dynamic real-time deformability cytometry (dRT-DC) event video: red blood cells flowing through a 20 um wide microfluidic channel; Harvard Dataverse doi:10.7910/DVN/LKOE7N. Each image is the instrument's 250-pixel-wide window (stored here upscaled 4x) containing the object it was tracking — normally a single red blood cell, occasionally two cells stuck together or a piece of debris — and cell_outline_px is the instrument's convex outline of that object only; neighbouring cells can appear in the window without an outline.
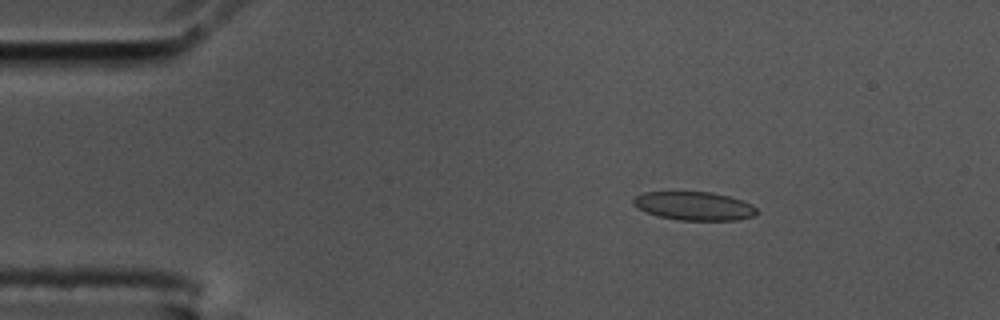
{"species": "common noctule bat (a hibernating species)", "species_latin": "Nyctalus noctula", "temperature_condition": "cold", "stored_images_in_passage": 54, "camera_frame_rate_fps": 3000, "um_per_image_px": 0.085, "animal": {"sex": "male", "body_mass_g": 17.5, "forearm_length_mm": 52.3}, "frame": {"image": 1, "passage_image": 8, "time_ms": 2.333, "image_size_px": [1000, 320], "cell_outline_px": [[756, 212], [752, 216], [736, 220], [680, 220], [660, 216], [644, 212], [636, 208], [632, 204], [632, 200], [636, 196], [644, 192], [712, 192], [728, 196], [752, 204], [756, 208]], "centroid_in_image_um": [58.95, 17.5], "position_along_channel_um": 26.1, "area_um2": 20.4}}
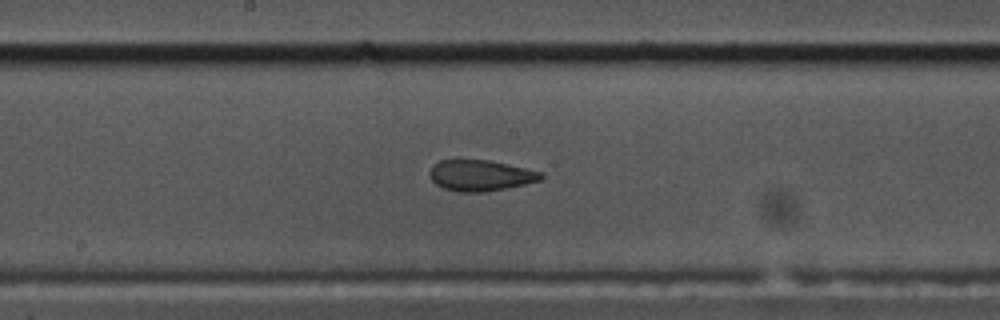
{"frame": {"image": 2, "passage_image": 28, "time_ms": 9.0, "image_size_px": [1000, 320], "cell_outline_px": [[544, 176], [540, 180], [524, 184], [484, 192], [456, 192], [444, 188], [436, 184], [432, 180], [432, 164], [440, 160], [488, 160], [508, 164], [544, 172]], "centroid_in_image_um": [40.87, 14.91], "position_along_channel_um": 207.3, "area_um2": 19.88}}
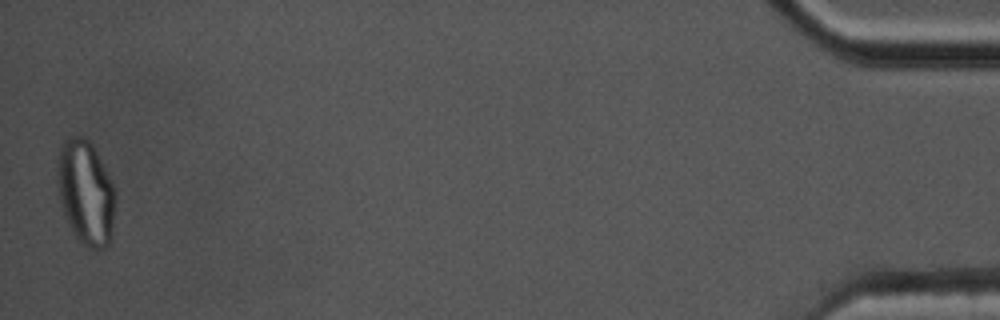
{"frame": {"image": 3, "passage_image": 54, "time_ms": 17.667, "image_size_px": [1000, 320], "cell_outline_px": [[116, 192], [112, 232], [108, 248], [88, 248], [76, 236], [64, 212], [60, 200], [56, 180], [56, 168], [60, 148], [64, 140], [72, 136], [84, 136], [92, 144]], "centroid_in_image_um": [7.28, 16.35], "position_along_channel_um": 427.9, "area_um2": 35.03}, "authors_computed_cell_mechanics": {"area_um2": 20.8947, "velocity_mm_per_s": 3.6222, "shape_relaxation_time_tau1_ms": null, "shape_relaxation_time_tau2_ms": 1.5381, "deformation_change_tau1": null, "deformation_change_tau2": 0.0787}}